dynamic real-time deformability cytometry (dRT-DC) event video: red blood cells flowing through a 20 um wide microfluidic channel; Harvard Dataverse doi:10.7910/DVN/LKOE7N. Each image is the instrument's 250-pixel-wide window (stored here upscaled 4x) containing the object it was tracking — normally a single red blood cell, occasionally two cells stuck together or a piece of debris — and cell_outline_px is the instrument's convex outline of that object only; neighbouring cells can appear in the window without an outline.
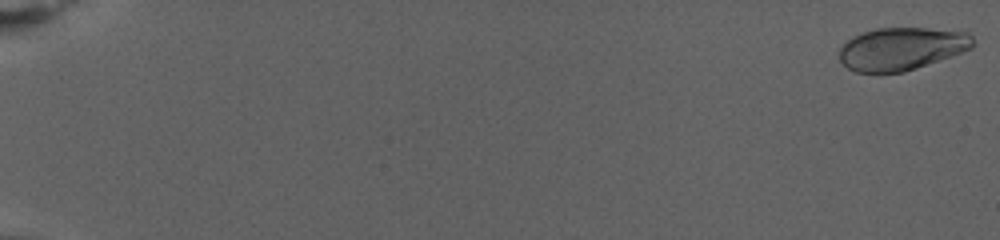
{"species": "human", "species_latin": "Homo sapiens", "temperature_condition": "warm", "stored_images_in_passage": 82, "camera_frame_rate_fps": 3000, "um_per_image_px": 0.085, "donor": {"sex": "female"}, "frame": {"image": 1, "passage_image": 1, "time_ms": 0.0, "image_size_px": [1000, 240], "cell_outline_px": [[972, 48], [916, 68], [904, 72], [856, 72], [848, 68], [840, 60], [840, 48], [852, 36], [876, 28], [924, 28], [968, 32], [972, 36]], "centroid_in_image_um": [76.61, 4.13], "position_along_channel_um": 8.4, "area_um2": 32.83}}
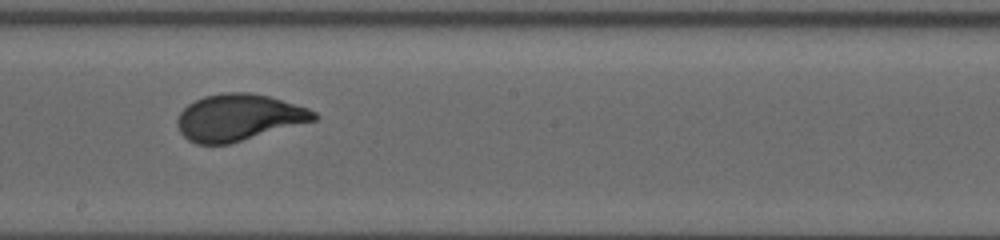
{"frame": {"image": 2, "passage_image": 50, "time_ms": 16.333, "image_size_px": [1000, 240], "cell_outline_px": [[320, 116], [316, 120], [228, 144], [196, 144], [188, 140], [180, 132], [176, 124], [176, 120], [180, 112], [188, 104], [204, 96], [224, 92], [248, 92], [268, 96], [308, 108], [316, 112]], "centroid_in_image_um": [20.27, 9.98], "position_along_channel_um": 227.9, "area_um2": 36.99}}
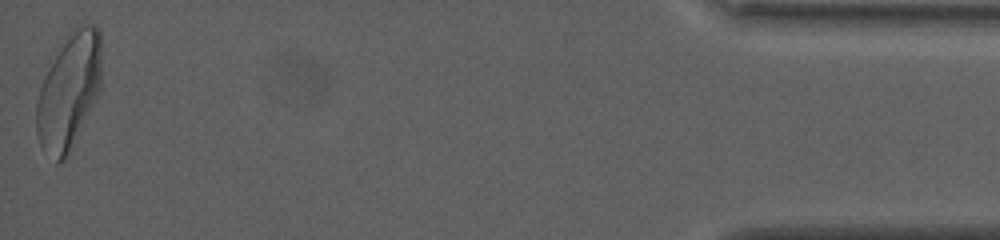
{"frame": {"image": 3, "passage_image": 82, "time_ms": 27.0, "image_size_px": [1000, 240], "cell_outline_px": [[100, 88], [68, 156], [64, 160], [56, 164], [40, 144], [36, 136], [36, 100], [40, 88], [56, 56], [64, 44], [80, 28], [88, 24], [92, 24], [100, 28]], "centroid_in_image_um": [5.84, 7.88], "position_along_channel_um": 429.4, "area_um2": 42.19}, "authors_computed_cell_mechanics": {"area_um2": 36.4429, "velocity_mm_per_s": 2.6241, "shape_relaxation_time_tau1_ms": 4.5869, "shape_relaxation_time_tau2_ms": null, "deformation_change_tau1": 0.1937, "deformation_change_tau2": null}}